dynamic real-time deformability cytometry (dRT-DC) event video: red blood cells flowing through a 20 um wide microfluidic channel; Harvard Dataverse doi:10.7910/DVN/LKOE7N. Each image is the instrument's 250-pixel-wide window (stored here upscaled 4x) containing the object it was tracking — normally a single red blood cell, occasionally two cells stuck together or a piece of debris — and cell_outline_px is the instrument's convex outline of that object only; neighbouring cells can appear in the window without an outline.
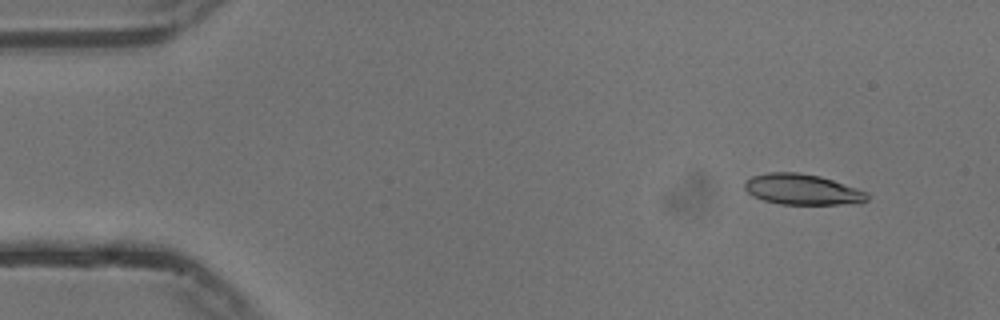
{"species": "common noctule bat (a hibernating species)", "species_latin": "Nyctalus noctula", "temperature_condition": "cold", "stored_images_in_passage": 53, "camera_frame_rate_fps": 3000, "um_per_image_px": 0.085, "animal": {"sex": "male", "body_mass_g": 13.3}, "frame": {"image": 1, "passage_image": 4, "time_ms": 1.0, "image_size_px": [1000, 320], "cell_outline_px": [[868, 200], [860, 204], [780, 204], [764, 200], [752, 196], [744, 188], [744, 184], [752, 176], [768, 172], [796, 172], [820, 176], [868, 192]], "centroid_in_image_um": [68.21, 16.11], "position_along_channel_um": 16.8, "area_um2": 21.91}}
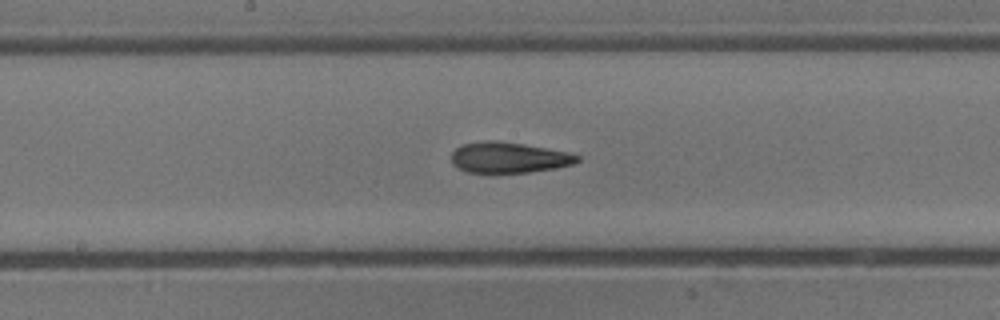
{"frame": {"image": 2, "passage_image": 27, "time_ms": 8.667, "image_size_px": [1000, 320], "cell_outline_px": [[580, 160], [572, 164], [556, 168], [528, 172], [492, 176], [468, 172], [452, 164], [452, 152], [460, 144], [484, 140], [496, 140], [568, 152], [580, 156]], "centroid_in_image_um": [43.18, 13.43], "position_along_channel_um": 205.0, "area_um2": 23.18}}
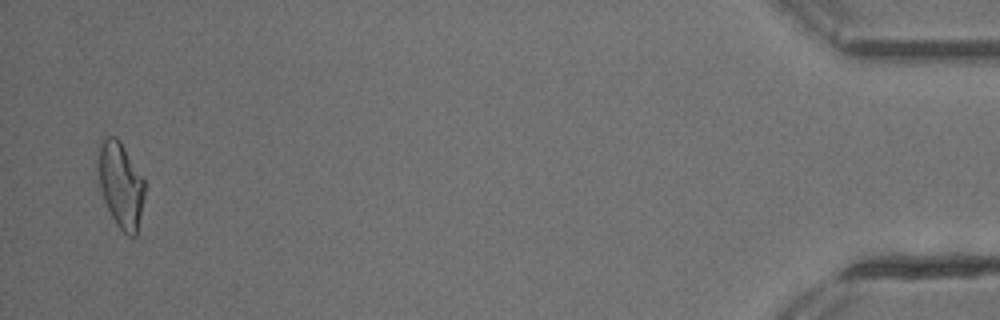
{"frame": {"image": 3, "passage_image": 52, "time_ms": 17.0, "image_size_px": [1000, 320], "cell_outline_px": [[144, 196], [136, 236], [128, 236], [116, 224], [104, 200], [100, 188], [96, 164], [100, 144], [104, 136], [116, 136], [120, 140], [144, 180]], "centroid_in_image_um": [10.23, 15.68], "position_along_channel_um": 425.0, "area_um2": 23.12}, "authors_computed_cell_mechanics": {"area_um2": 22.6576, "velocity_mm_per_s": 3.7438, "shape_relaxation_time_tau1_ms": 6.731, "shape_relaxation_time_tau2_ms": 3.6046, "deformation_change_tau1": 0.1901, "deformation_change_tau2": 0.1269}}